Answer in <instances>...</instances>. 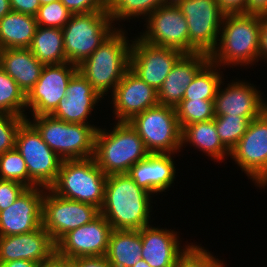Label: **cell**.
Masks as SVG:
<instances>
[{
  "instance_id": "obj_1",
  "label": "cell",
  "mask_w": 267,
  "mask_h": 267,
  "mask_svg": "<svg viewBox=\"0 0 267 267\" xmlns=\"http://www.w3.org/2000/svg\"><path fill=\"white\" fill-rule=\"evenodd\" d=\"M152 197L127 173L108 175L100 214L115 230H140L150 225Z\"/></svg>"
},
{
  "instance_id": "obj_2",
  "label": "cell",
  "mask_w": 267,
  "mask_h": 267,
  "mask_svg": "<svg viewBox=\"0 0 267 267\" xmlns=\"http://www.w3.org/2000/svg\"><path fill=\"white\" fill-rule=\"evenodd\" d=\"M261 15L225 14L210 61L219 67L251 66L260 60ZM232 65V66H231Z\"/></svg>"
},
{
  "instance_id": "obj_3",
  "label": "cell",
  "mask_w": 267,
  "mask_h": 267,
  "mask_svg": "<svg viewBox=\"0 0 267 267\" xmlns=\"http://www.w3.org/2000/svg\"><path fill=\"white\" fill-rule=\"evenodd\" d=\"M123 29L117 28L77 66L78 72L88 80L101 98L109 94L108 92L112 95L124 74L130 69L131 42L126 29Z\"/></svg>"
},
{
  "instance_id": "obj_4",
  "label": "cell",
  "mask_w": 267,
  "mask_h": 267,
  "mask_svg": "<svg viewBox=\"0 0 267 267\" xmlns=\"http://www.w3.org/2000/svg\"><path fill=\"white\" fill-rule=\"evenodd\" d=\"M113 130L99 128L95 135L94 156L97 166L108 176L128 173L150 153L128 121H117Z\"/></svg>"
},
{
  "instance_id": "obj_5",
  "label": "cell",
  "mask_w": 267,
  "mask_h": 267,
  "mask_svg": "<svg viewBox=\"0 0 267 267\" xmlns=\"http://www.w3.org/2000/svg\"><path fill=\"white\" fill-rule=\"evenodd\" d=\"M26 118L40 133L42 140L62 160L89 159L94 156L95 135L99 127L68 123L52 115Z\"/></svg>"
},
{
  "instance_id": "obj_6",
  "label": "cell",
  "mask_w": 267,
  "mask_h": 267,
  "mask_svg": "<svg viewBox=\"0 0 267 267\" xmlns=\"http://www.w3.org/2000/svg\"><path fill=\"white\" fill-rule=\"evenodd\" d=\"M107 175L95 159L63 160L55 183L49 188L66 199L92 204L99 209L104 201Z\"/></svg>"
},
{
  "instance_id": "obj_7",
  "label": "cell",
  "mask_w": 267,
  "mask_h": 267,
  "mask_svg": "<svg viewBox=\"0 0 267 267\" xmlns=\"http://www.w3.org/2000/svg\"><path fill=\"white\" fill-rule=\"evenodd\" d=\"M112 23L108 11L73 14L62 28L66 61L78 66L89 57L117 29Z\"/></svg>"
},
{
  "instance_id": "obj_8",
  "label": "cell",
  "mask_w": 267,
  "mask_h": 267,
  "mask_svg": "<svg viewBox=\"0 0 267 267\" xmlns=\"http://www.w3.org/2000/svg\"><path fill=\"white\" fill-rule=\"evenodd\" d=\"M149 153H179L182 130L175 108L157 104L136 114L129 121Z\"/></svg>"
},
{
  "instance_id": "obj_9",
  "label": "cell",
  "mask_w": 267,
  "mask_h": 267,
  "mask_svg": "<svg viewBox=\"0 0 267 267\" xmlns=\"http://www.w3.org/2000/svg\"><path fill=\"white\" fill-rule=\"evenodd\" d=\"M187 21L189 54L216 48L225 13L216 0H173Z\"/></svg>"
},
{
  "instance_id": "obj_10",
  "label": "cell",
  "mask_w": 267,
  "mask_h": 267,
  "mask_svg": "<svg viewBox=\"0 0 267 267\" xmlns=\"http://www.w3.org/2000/svg\"><path fill=\"white\" fill-rule=\"evenodd\" d=\"M15 149L25 160L30 179L38 187L49 189L57 179L63 160L42 140L27 119L17 131Z\"/></svg>"
},
{
  "instance_id": "obj_11",
  "label": "cell",
  "mask_w": 267,
  "mask_h": 267,
  "mask_svg": "<svg viewBox=\"0 0 267 267\" xmlns=\"http://www.w3.org/2000/svg\"><path fill=\"white\" fill-rule=\"evenodd\" d=\"M99 215L98 207L63 198L45 188L42 200V226L55 243L66 233L92 222Z\"/></svg>"
},
{
  "instance_id": "obj_12",
  "label": "cell",
  "mask_w": 267,
  "mask_h": 267,
  "mask_svg": "<svg viewBox=\"0 0 267 267\" xmlns=\"http://www.w3.org/2000/svg\"><path fill=\"white\" fill-rule=\"evenodd\" d=\"M229 157L256 187H267V109L251 120Z\"/></svg>"
},
{
  "instance_id": "obj_13",
  "label": "cell",
  "mask_w": 267,
  "mask_h": 267,
  "mask_svg": "<svg viewBox=\"0 0 267 267\" xmlns=\"http://www.w3.org/2000/svg\"><path fill=\"white\" fill-rule=\"evenodd\" d=\"M145 20L146 29L139 35L143 41L189 54L187 21L173 0L158 7Z\"/></svg>"
},
{
  "instance_id": "obj_14",
  "label": "cell",
  "mask_w": 267,
  "mask_h": 267,
  "mask_svg": "<svg viewBox=\"0 0 267 267\" xmlns=\"http://www.w3.org/2000/svg\"><path fill=\"white\" fill-rule=\"evenodd\" d=\"M130 41V70L158 91L184 53L173 48L151 45L139 36Z\"/></svg>"
},
{
  "instance_id": "obj_15",
  "label": "cell",
  "mask_w": 267,
  "mask_h": 267,
  "mask_svg": "<svg viewBox=\"0 0 267 267\" xmlns=\"http://www.w3.org/2000/svg\"><path fill=\"white\" fill-rule=\"evenodd\" d=\"M78 71L75 64L44 65L40 78L26 95V109L31 116L50 115L66 96L67 85Z\"/></svg>"
},
{
  "instance_id": "obj_16",
  "label": "cell",
  "mask_w": 267,
  "mask_h": 267,
  "mask_svg": "<svg viewBox=\"0 0 267 267\" xmlns=\"http://www.w3.org/2000/svg\"><path fill=\"white\" fill-rule=\"evenodd\" d=\"M112 230L100 214L92 222L66 233L56 243V254L67 259L105 256Z\"/></svg>"
},
{
  "instance_id": "obj_17",
  "label": "cell",
  "mask_w": 267,
  "mask_h": 267,
  "mask_svg": "<svg viewBox=\"0 0 267 267\" xmlns=\"http://www.w3.org/2000/svg\"><path fill=\"white\" fill-rule=\"evenodd\" d=\"M224 81L218 87L214 99L215 116H242L253 120L260 116L267 109L266 98L263 100L260 90L256 85L245 80L229 82L227 87Z\"/></svg>"
},
{
  "instance_id": "obj_18",
  "label": "cell",
  "mask_w": 267,
  "mask_h": 267,
  "mask_svg": "<svg viewBox=\"0 0 267 267\" xmlns=\"http://www.w3.org/2000/svg\"><path fill=\"white\" fill-rule=\"evenodd\" d=\"M43 187L26 188L13 204L0 211V236L25 234L42 226Z\"/></svg>"
},
{
  "instance_id": "obj_19",
  "label": "cell",
  "mask_w": 267,
  "mask_h": 267,
  "mask_svg": "<svg viewBox=\"0 0 267 267\" xmlns=\"http://www.w3.org/2000/svg\"><path fill=\"white\" fill-rule=\"evenodd\" d=\"M112 96L116 121H129L138 113L159 104L158 91L146 84L130 69L115 87Z\"/></svg>"
},
{
  "instance_id": "obj_20",
  "label": "cell",
  "mask_w": 267,
  "mask_h": 267,
  "mask_svg": "<svg viewBox=\"0 0 267 267\" xmlns=\"http://www.w3.org/2000/svg\"><path fill=\"white\" fill-rule=\"evenodd\" d=\"M56 255V243L41 226L25 234L0 236V263L29 260L43 263Z\"/></svg>"
},
{
  "instance_id": "obj_21",
  "label": "cell",
  "mask_w": 267,
  "mask_h": 267,
  "mask_svg": "<svg viewBox=\"0 0 267 267\" xmlns=\"http://www.w3.org/2000/svg\"><path fill=\"white\" fill-rule=\"evenodd\" d=\"M102 99L88 80L77 71L67 85L66 96L50 115L68 123L94 125L88 122V118Z\"/></svg>"
},
{
  "instance_id": "obj_22",
  "label": "cell",
  "mask_w": 267,
  "mask_h": 267,
  "mask_svg": "<svg viewBox=\"0 0 267 267\" xmlns=\"http://www.w3.org/2000/svg\"><path fill=\"white\" fill-rule=\"evenodd\" d=\"M172 153H150L138 161L128 171V175L142 189L155 196L171 188L176 179V169ZM173 156V157H172Z\"/></svg>"
},
{
  "instance_id": "obj_23",
  "label": "cell",
  "mask_w": 267,
  "mask_h": 267,
  "mask_svg": "<svg viewBox=\"0 0 267 267\" xmlns=\"http://www.w3.org/2000/svg\"><path fill=\"white\" fill-rule=\"evenodd\" d=\"M179 240L177 231L145 226L141 229V257L151 267H175L178 257L189 245L181 246Z\"/></svg>"
},
{
  "instance_id": "obj_24",
  "label": "cell",
  "mask_w": 267,
  "mask_h": 267,
  "mask_svg": "<svg viewBox=\"0 0 267 267\" xmlns=\"http://www.w3.org/2000/svg\"><path fill=\"white\" fill-rule=\"evenodd\" d=\"M210 61L203 52L184 54L174 65L158 90L159 104L175 108L196 74Z\"/></svg>"
},
{
  "instance_id": "obj_25",
  "label": "cell",
  "mask_w": 267,
  "mask_h": 267,
  "mask_svg": "<svg viewBox=\"0 0 267 267\" xmlns=\"http://www.w3.org/2000/svg\"><path fill=\"white\" fill-rule=\"evenodd\" d=\"M0 67L27 95L40 78L44 64L28 48H14L0 50Z\"/></svg>"
},
{
  "instance_id": "obj_26",
  "label": "cell",
  "mask_w": 267,
  "mask_h": 267,
  "mask_svg": "<svg viewBox=\"0 0 267 267\" xmlns=\"http://www.w3.org/2000/svg\"><path fill=\"white\" fill-rule=\"evenodd\" d=\"M188 143L217 162H223V159L230 156V151L219 138L213 119L186 125L182 129L181 146L186 147Z\"/></svg>"
},
{
  "instance_id": "obj_27",
  "label": "cell",
  "mask_w": 267,
  "mask_h": 267,
  "mask_svg": "<svg viewBox=\"0 0 267 267\" xmlns=\"http://www.w3.org/2000/svg\"><path fill=\"white\" fill-rule=\"evenodd\" d=\"M37 26L35 16L11 10L0 19V50L29 48Z\"/></svg>"
},
{
  "instance_id": "obj_28",
  "label": "cell",
  "mask_w": 267,
  "mask_h": 267,
  "mask_svg": "<svg viewBox=\"0 0 267 267\" xmlns=\"http://www.w3.org/2000/svg\"><path fill=\"white\" fill-rule=\"evenodd\" d=\"M141 251V229H113L105 257L112 267H132L142 259Z\"/></svg>"
},
{
  "instance_id": "obj_29",
  "label": "cell",
  "mask_w": 267,
  "mask_h": 267,
  "mask_svg": "<svg viewBox=\"0 0 267 267\" xmlns=\"http://www.w3.org/2000/svg\"><path fill=\"white\" fill-rule=\"evenodd\" d=\"M28 49L44 65L67 62L62 29L37 26Z\"/></svg>"
},
{
  "instance_id": "obj_30",
  "label": "cell",
  "mask_w": 267,
  "mask_h": 267,
  "mask_svg": "<svg viewBox=\"0 0 267 267\" xmlns=\"http://www.w3.org/2000/svg\"><path fill=\"white\" fill-rule=\"evenodd\" d=\"M220 70L218 65L209 61L188 85L183 100H214L218 87L224 80Z\"/></svg>"
},
{
  "instance_id": "obj_31",
  "label": "cell",
  "mask_w": 267,
  "mask_h": 267,
  "mask_svg": "<svg viewBox=\"0 0 267 267\" xmlns=\"http://www.w3.org/2000/svg\"><path fill=\"white\" fill-rule=\"evenodd\" d=\"M171 0H109L108 14L115 22L132 18L146 19L154 10ZM146 16V17H145ZM145 17V18H144ZM115 21V22H114Z\"/></svg>"
},
{
  "instance_id": "obj_32",
  "label": "cell",
  "mask_w": 267,
  "mask_h": 267,
  "mask_svg": "<svg viewBox=\"0 0 267 267\" xmlns=\"http://www.w3.org/2000/svg\"><path fill=\"white\" fill-rule=\"evenodd\" d=\"M25 111L26 95L18 84L0 67V114L28 118V112Z\"/></svg>"
},
{
  "instance_id": "obj_33",
  "label": "cell",
  "mask_w": 267,
  "mask_h": 267,
  "mask_svg": "<svg viewBox=\"0 0 267 267\" xmlns=\"http://www.w3.org/2000/svg\"><path fill=\"white\" fill-rule=\"evenodd\" d=\"M175 111L181 130L186 125L215 118L214 100H182Z\"/></svg>"
},
{
  "instance_id": "obj_34",
  "label": "cell",
  "mask_w": 267,
  "mask_h": 267,
  "mask_svg": "<svg viewBox=\"0 0 267 267\" xmlns=\"http://www.w3.org/2000/svg\"><path fill=\"white\" fill-rule=\"evenodd\" d=\"M222 144L231 151L245 134L251 122L242 116H215L213 119Z\"/></svg>"
},
{
  "instance_id": "obj_35",
  "label": "cell",
  "mask_w": 267,
  "mask_h": 267,
  "mask_svg": "<svg viewBox=\"0 0 267 267\" xmlns=\"http://www.w3.org/2000/svg\"><path fill=\"white\" fill-rule=\"evenodd\" d=\"M0 179L16 181L27 188L37 186L30 179L25 160L16 149L0 154Z\"/></svg>"
},
{
  "instance_id": "obj_36",
  "label": "cell",
  "mask_w": 267,
  "mask_h": 267,
  "mask_svg": "<svg viewBox=\"0 0 267 267\" xmlns=\"http://www.w3.org/2000/svg\"><path fill=\"white\" fill-rule=\"evenodd\" d=\"M175 267H225L204 247L190 243L177 259Z\"/></svg>"
},
{
  "instance_id": "obj_37",
  "label": "cell",
  "mask_w": 267,
  "mask_h": 267,
  "mask_svg": "<svg viewBox=\"0 0 267 267\" xmlns=\"http://www.w3.org/2000/svg\"><path fill=\"white\" fill-rule=\"evenodd\" d=\"M72 15L65 5L58 0L41 5L35 18L38 26L62 29Z\"/></svg>"
},
{
  "instance_id": "obj_38",
  "label": "cell",
  "mask_w": 267,
  "mask_h": 267,
  "mask_svg": "<svg viewBox=\"0 0 267 267\" xmlns=\"http://www.w3.org/2000/svg\"><path fill=\"white\" fill-rule=\"evenodd\" d=\"M25 120L17 115L0 114V154L15 149L17 131Z\"/></svg>"
},
{
  "instance_id": "obj_39",
  "label": "cell",
  "mask_w": 267,
  "mask_h": 267,
  "mask_svg": "<svg viewBox=\"0 0 267 267\" xmlns=\"http://www.w3.org/2000/svg\"><path fill=\"white\" fill-rule=\"evenodd\" d=\"M72 14L108 11L109 0H60Z\"/></svg>"
},
{
  "instance_id": "obj_40",
  "label": "cell",
  "mask_w": 267,
  "mask_h": 267,
  "mask_svg": "<svg viewBox=\"0 0 267 267\" xmlns=\"http://www.w3.org/2000/svg\"><path fill=\"white\" fill-rule=\"evenodd\" d=\"M26 188L16 181L0 179V211L13 204Z\"/></svg>"
},
{
  "instance_id": "obj_41",
  "label": "cell",
  "mask_w": 267,
  "mask_h": 267,
  "mask_svg": "<svg viewBox=\"0 0 267 267\" xmlns=\"http://www.w3.org/2000/svg\"><path fill=\"white\" fill-rule=\"evenodd\" d=\"M12 11L20 12L27 15L36 16L39 7V0H9Z\"/></svg>"
},
{
  "instance_id": "obj_42",
  "label": "cell",
  "mask_w": 267,
  "mask_h": 267,
  "mask_svg": "<svg viewBox=\"0 0 267 267\" xmlns=\"http://www.w3.org/2000/svg\"><path fill=\"white\" fill-rule=\"evenodd\" d=\"M225 14L246 13L247 0H216Z\"/></svg>"
},
{
  "instance_id": "obj_43",
  "label": "cell",
  "mask_w": 267,
  "mask_h": 267,
  "mask_svg": "<svg viewBox=\"0 0 267 267\" xmlns=\"http://www.w3.org/2000/svg\"><path fill=\"white\" fill-rule=\"evenodd\" d=\"M73 260L79 267H112L105 256L79 257Z\"/></svg>"
},
{
  "instance_id": "obj_44",
  "label": "cell",
  "mask_w": 267,
  "mask_h": 267,
  "mask_svg": "<svg viewBox=\"0 0 267 267\" xmlns=\"http://www.w3.org/2000/svg\"><path fill=\"white\" fill-rule=\"evenodd\" d=\"M260 59L265 60L267 63V23L261 18L260 30Z\"/></svg>"
},
{
  "instance_id": "obj_45",
  "label": "cell",
  "mask_w": 267,
  "mask_h": 267,
  "mask_svg": "<svg viewBox=\"0 0 267 267\" xmlns=\"http://www.w3.org/2000/svg\"><path fill=\"white\" fill-rule=\"evenodd\" d=\"M267 9V0H247L246 13L262 14Z\"/></svg>"
},
{
  "instance_id": "obj_46",
  "label": "cell",
  "mask_w": 267,
  "mask_h": 267,
  "mask_svg": "<svg viewBox=\"0 0 267 267\" xmlns=\"http://www.w3.org/2000/svg\"><path fill=\"white\" fill-rule=\"evenodd\" d=\"M39 263L29 260H13L9 262L0 263V267H39Z\"/></svg>"
},
{
  "instance_id": "obj_47",
  "label": "cell",
  "mask_w": 267,
  "mask_h": 267,
  "mask_svg": "<svg viewBox=\"0 0 267 267\" xmlns=\"http://www.w3.org/2000/svg\"><path fill=\"white\" fill-rule=\"evenodd\" d=\"M39 267H63V257L56 254L51 260L41 263Z\"/></svg>"
},
{
  "instance_id": "obj_48",
  "label": "cell",
  "mask_w": 267,
  "mask_h": 267,
  "mask_svg": "<svg viewBox=\"0 0 267 267\" xmlns=\"http://www.w3.org/2000/svg\"><path fill=\"white\" fill-rule=\"evenodd\" d=\"M11 11L9 0H0V19Z\"/></svg>"
},
{
  "instance_id": "obj_49",
  "label": "cell",
  "mask_w": 267,
  "mask_h": 267,
  "mask_svg": "<svg viewBox=\"0 0 267 267\" xmlns=\"http://www.w3.org/2000/svg\"><path fill=\"white\" fill-rule=\"evenodd\" d=\"M63 267H79L73 259L63 258Z\"/></svg>"
},
{
  "instance_id": "obj_50",
  "label": "cell",
  "mask_w": 267,
  "mask_h": 267,
  "mask_svg": "<svg viewBox=\"0 0 267 267\" xmlns=\"http://www.w3.org/2000/svg\"><path fill=\"white\" fill-rule=\"evenodd\" d=\"M132 267H151V266L145 260L141 259L137 261V263Z\"/></svg>"
},
{
  "instance_id": "obj_51",
  "label": "cell",
  "mask_w": 267,
  "mask_h": 267,
  "mask_svg": "<svg viewBox=\"0 0 267 267\" xmlns=\"http://www.w3.org/2000/svg\"><path fill=\"white\" fill-rule=\"evenodd\" d=\"M55 1H58V0H39L41 5H46L48 3L55 2Z\"/></svg>"
},
{
  "instance_id": "obj_52",
  "label": "cell",
  "mask_w": 267,
  "mask_h": 267,
  "mask_svg": "<svg viewBox=\"0 0 267 267\" xmlns=\"http://www.w3.org/2000/svg\"><path fill=\"white\" fill-rule=\"evenodd\" d=\"M260 15H261V18L267 23V9Z\"/></svg>"
}]
</instances>
